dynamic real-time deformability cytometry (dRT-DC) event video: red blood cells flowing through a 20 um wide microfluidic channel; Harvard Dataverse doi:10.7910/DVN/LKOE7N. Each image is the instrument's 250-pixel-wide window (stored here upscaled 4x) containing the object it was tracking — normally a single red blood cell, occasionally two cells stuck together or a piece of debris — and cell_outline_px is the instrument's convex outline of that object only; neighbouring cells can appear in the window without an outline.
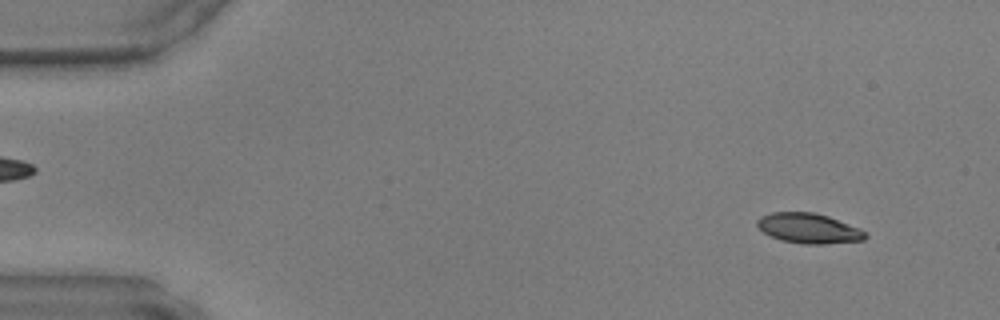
{"species": "common noctule bat (a hibernating species)", "species_latin": "Nyctalus noctula", "temperature_condition": "warm", "stored_images_in_passage": 47, "camera_frame_rate_fps": 3000, "um_per_image_px": 0.085, "animal": {"sex": "male", "body_mass_g": 17.9, "forearm_length_mm": 54.2}, "frame": {"image": 1, "passage_image": 4, "time_ms": 1.0, "image_size_px": [1000, 320], "cell_outline_px": [[868, 236], [864, 240], [824, 244], [800, 244], [780, 240], [764, 232], [756, 224], [756, 220], [760, 216], [772, 212], [812, 212], [828, 216], [860, 228]], "centroid_in_image_um": [68.73, 19.41], "position_along_channel_um": 16.3, "area_um2": 18.96}}
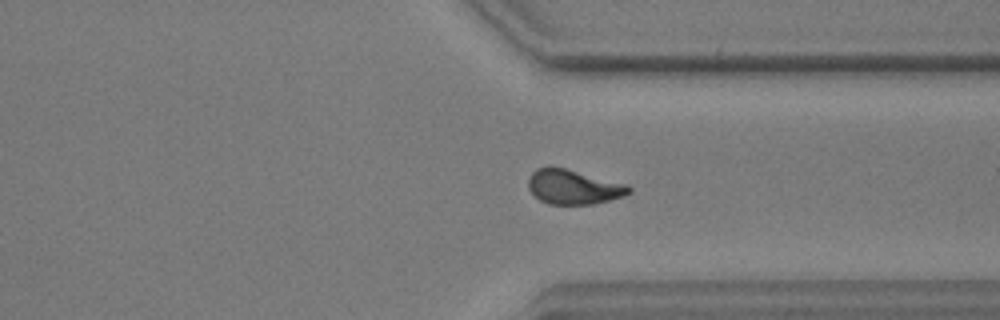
{"frame": {"image": 2, "passage_image": 36, "time_ms": 11.667, "image_size_px": [1000, 320], "cell_outline_px": [[632, 192], [624, 196], [592, 204], [548, 204], [540, 200], [528, 188], [528, 176], [536, 168], [548, 164], [628, 184], [632, 188]], "centroid_in_image_um": [48.72, 15.86], "position_along_channel_um": 362.7, "area_um2": 20.52}}
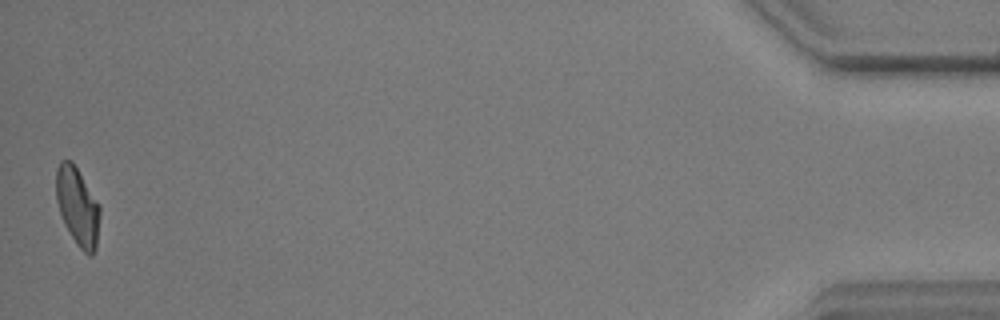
{"frame": {"image": 3, "passage_image": 47, "time_ms": 15.333, "image_size_px": [1000, 320], "cell_outline_px": [[100, 216], [96, 248], [92, 256], [88, 256], [76, 244], [64, 224], [56, 200], [56, 168], [60, 160], [72, 160], [100, 204]], "centroid_in_image_um": [6.6, 17.54], "position_along_channel_um": 428.6, "area_um2": 20.17}}